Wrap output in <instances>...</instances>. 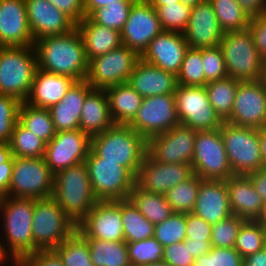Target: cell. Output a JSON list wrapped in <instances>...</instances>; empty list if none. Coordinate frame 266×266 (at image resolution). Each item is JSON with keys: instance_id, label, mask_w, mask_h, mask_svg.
Masks as SVG:
<instances>
[{"instance_id": "11", "label": "cell", "mask_w": 266, "mask_h": 266, "mask_svg": "<svg viewBox=\"0 0 266 266\" xmlns=\"http://www.w3.org/2000/svg\"><path fill=\"white\" fill-rule=\"evenodd\" d=\"M191 166L205 180L226 181L234 175L220 129L197 131Z\"/></svg>"}, {"instance_id": "26", "label": "cell", "mask_w": 266, "mask_h": 266, "mask_svg": "<svg viewBox=\"0 0 266 266\" xmlns=\"http://www.w3.org/2000/svg\"><path fill=\"white\" fill-rule=\"evenodd\" d=\"M143 98L174 94L178 82L173 73L140 59L127 82Z\"/></svg>"}, {"instance_id": "30", "label": "cell", "mask_w": 266, "mask_h": 266, "mask_svg": "<svg viewBox=\"0 0 266 266\" xmlns=\"http://www.w3.org/2000/svg\"><path fill=\"white\" fill-rule=\"evenodd\" d=\"M114 124L105 89H92L83 103L79 129L93 137L105 132Z\"/></svg>"}, {"instance_id": "28", "label": "cell", "mask_w": 266, "mask_h": 266, "mask_svg": "<svg viewBox=\"0 0 266 266\" xmlns=\"http://www.w3.org/2000/svg\"><path fill=\"white\" fill-rule=\"evenodd\" d=\"M225 183L233 215L245 221H256L264 201L250 178L247 175H233Z\"/></svg>"}, {"instance_id": "32", "label": "cell", "mask_w": 266, "mask_h": 266, "mask_svg": "<svg viewBox=\"0 0 266 266\" xmlns=\"http://www.w3.org/2000/svg\"><path fill=\"white\" fill-rule=\"evenodd\" d=\"M105 91L108 95L113 122L129 125L136 117L143 97L127 82L108 87Z\"/></svg>"}, {"instance_id": "29", "label": "cell", "mask_w": 266, "mask_h": 266, "mask_svg": "<svg viewBox=\"0 0 266 266\" xmlns=\"http://www.w3.org/2000/svg\"><path fill=\"white\" fill-rule=\"evenodd\" d=\"M76 81L68 76L36 70L32 88L25 101L37 108L49 109L59 103Z\"/></svg>"}, {"instance_id": "43", "label": "cell", "mask_w": 266, "mask_h": 266, "mask_svg": "<svg viewBox=\"0 0 266 266\" xmlns=\"http://www.w3.org/2000/svg\"><path fill=\"white\" fill-rule=\"evenodd\" d=\"M266 246V229L256 221H245L240 227L235 249L246 258Z\"/></svg>"}, {"instance_id": "39", "label": "cell", "mask_w": 266, "mask_h": 266, "mask_svg": "<svg viewBox=\"0 0 266 266\" xmlns=\"http://www.w3.org/2000/svg\"><path fill=\"white\" fill-rule=\"evenodd\" d=\"M201 181L199 176L193 174L167 191L166 201L175 213L188 214L193 211Z\"/></svg>"}, {"instance_id": "9", "label": "cell", "mask_w": 266, "mask_h": 266, "mask_svg": "<svg viewBox=\"0 0 266 266\" xmlns=\"http://www.w3.org/2000/svg\"><path fill=\"white\" fill-rule=\"evenodd\" d=\"M220 131L234 175H247L263 169L258 129L224 121Z\"/></svg>"}, {"instance_id": "18", "label": "cell", "mask_w": 266, "mask_h": 266, "mask_svg": "<svg viewBox=\"0 0 266 266\" xmlns=\"http://www.w3.org/2000/svg\"><path fill=\"white\" fill-rule=\"evenodd\" d=\"M162 31L156 9L145 0H137L121 31L122 44L141 56L149 43Z\"/></svg>"}, {"instance_id": "42", "label": "cell", "mask_w": 266, "mask_h": 266, "mask_svg": "<svg viewBox=\"0 0 266 266\" xmlns=\"http://www.w3.org/2000/svg\"><path fill=\"white\" fill-rule=\"evenodd\" d=\"M137 0H118L105 7L94 10L88 17L96 24L122 31L132 5Z\"/></svg>"}, {"instance_id": "52", "label": "cell", "mask_w": 266, "mask_h": 266, "mask_svg": "<svg viewBox=\"0 0 266 266\" xmlns=\"http://www.w3.org/2000/svg\"><path fill=\"white\" fill-rule=\"evenodd\" d=\"M212 224L194 213L186 214V239L193 242H211Z\"/></svg>"}, {"instance_id": "46", "label": "cell", "mask_w": 266, "mask_h": 266, "mask_svg": "<svg viewBox=\"0 0 266 266\" xmlns=\"http://www.w3.org/2000/svg\"><path fill=\"white\" fill-rule=\"evenodd\" d=\"M192 8L182 2L162 5L156 8V12L164 31L183 33L188 25Z\"/></svg>"}, {"instance_id": "2", "label": "cell", "mask_w": 266, "mask_h": 266, "mask_svg": "<svg viewBox=\"0 0 266 266\" xmlns=\"http://www.w3.org/2000/svg\"><path fill=\"white\" fill-rule=\"evenodd\" d=\"M91 149L103 161L118 162L137 177L148 151V140L129 125L114 124L91 137Z\"/></svg>"}, {"instance_id": "68", "label": "cell", "mask_w": 266, "mask_h": 266, "mask_svg": "<svg viewBox=\"0 0 266 266\" xmlns=\"http://www.w3.org/2000/svg\"><path fill=\"white\" fill-rule=\"evenodd\" d=\"M205 0H181V2L184 4V5H187L189 7H195L197 4H199L200 2H203Z\"/></svg>"}, {"instance_id": "8", "label": "cell", "mask_w": 266, "mask_h": 266, "mask_svg": "<svg viewBox=\"0 0 266 266\" xmlns=\"http://www.w3.org/2000/svg\"><path fill=\"white\" fill-rule=\"evenodd\" d=\"M91 186L99 201L128 199L136 177L118 162L103 161L92 149L85 160Z\"/></svg>"}, {"instance_id": "15", "label": "cell", "mask_w": 266, "mask_h": 266, "mask_svg": "<svg viewBox=\"0 0 266 266\" xmlns=\"http://www.w3.org/2000/svg\"><path fill=\"white\" fill-rule=\"evenodd\" d=\"M91 150V137L82 130L57 132L46 144L45 161L51 172L84 163Z\"/></svg>"}, {"instance_id": "48", "label": "cell", "mask_w": 266, "mask_h": 266, "mask_svg": "<svg viewBox=\"0 0 266 266\" xmlns=\"http://www.w3.org/2000/svg\"><path fill=\"white\" fill-rule=\"evenodd\" d=\"M245 222L237 215L212 224L211 245L217 248H234L240 227Z\"/></svg>"}, {"instance_id": "19", "label": "cell", "mask_w": 266, "mask_h": 266, "mask_svg": "<svg viewBox=\"0 0 266 266\" xmlns=\"http://www.w3.org/2000/svg\"><path fill=\"white\" fill-rule=\"evenodd\" d=\"M84 238L124 241L121 200L98 201L77 225Z\"/></svg>"}, {"instance_id": "56", "label": "cell", "mask_w": 266, "mask_h": 266, "mask_svg": "<svg viewBox=\"0 0 266 266\" xmlns=\"http://www.w3.org/2000/svg\"><path fill=\"white\" fill-rule=\"evenodd\" d=\"M54 7L64 12L76 24L84 17L83 0H48Z\"/></svg>"}, {"instance_id": "51", "label": "cell", "mask_w": 266, "mask_h": 266, "mask_svg": "<svg viewBox=\"0 0 266 266\" xmlns=\"http://www.w3.org/2000/svg\"><path fill=\"white\" fill-rule=\"evenodd\" d=\"M205 85L208 82L226 78L228 76L222 50L219 46L202 48Z\"/></svg>"}, {"instance_id": "13", "label": "cell", "mask_w": 266, "mask_h": 266, "mask_svg": "<svg viewBox=\"0 0 266 266\" xmlns=\"http://www.w3.org/2000/svg\"><path fill=\"white\" fill-rule=\"evenodd\" d=\"M174 95L181 125L196 131L221 128L224 121L211 106L205 86L178 85Z\"/></svg>"}, {"instance_id": "31", "label": "cell", "mask_w": 266, "mask_h": 266, "mask_svg": "<svg viewBox=\"0 0 266 266\" xmlns=\"http://www.w3.org/2000/svg\"><path fill=\"white\" fill-rule=\"evenodd\" d=\"M76 27L82 36L88 61L122 45L120 31L98 25L89 17H84Z\"/></svg>"}, {"instance_id": "67", "label": "cell", "mask_w": 266, "mask_h": 266, "mask_svg": "<svg viewBox=\"0 0 266 266\" xmlns=\"http://www.w3.org/2000/svg\"><path fill=\"white\" fill-rule=\"evenodd\" d=\"M266 229V201H264L259 217L256 220Z\"/></svg>"}, {"instance_id": "22", "label": "cell", "mask_w": 266, "mask_h": 266, "mask_svg": "<svg viewBox=\"0 0 266 266\" xmlns=\"http://www.w3.org/2000/svg\"><path fill=\"white\" fill-rule=\"evenodd\" d=\"M25 0H0V47L34 45Z\"/></svg>"}, {"instance_id": "44", "label": "cell", "mask_w": 266, "mask_h": 266, "mask_svg": "<svg viewBox=\"0 0 266 266\" xmlns=\"http://www.w3.org/2000/svg\"><path fill=\"white\" fill-rule=\"evenodd\" d=\"M177 82L182 86H205L202 48H189L186 51L177 75Z\"/></svg>"}, {"instance_id": "38", "label": "cell", "mask_w": 266, "mask_h": 266, "mask_svg": "<svg viewBox=\"0 0 266 266\" xmlns=\"http://www.w3.org/2000/svg\"><path fill=\"white\" fill-rule=\"evenodd\" d=\"M224 33L248 29L250 18L237 0H209Z\"/></svg>"}, {"instance_id": "4", "label": "cell", "mask_w": 266, "mask_h": 266, "mask_svg": "<svg viewBox=\"0 0 266 266\" xmlns=\"http://www.w3.org/2000/svg\"><path fill=\"white\" fill-rule=\"evenodd\" d=\"M35 199L6 196L0 199V217L3 222L1 239L14 259H24L34 253L32 218ZM4 219V220H3ZM5 235V237H4Z\"/></svg>"}, {"instance_id": "69", "label": "cell", "mask_w": 266, "mask_h": 266, "mask_svg": "<svg viewBox=\"0 0 266 266\" xmlns=\"http://www.w3.org/2000/svg\"><path fill=\"white\" fill-rule=\"evenodd\" d=\"M261 81L266 86V56L263 57V65H262V77Z\"/></svg>"}, {"instance_id": "36", "label": "cell", "mask_w": 266, "mask_h": 266, "mask_svg": "<svg viewBox=\"0 0 266 266\" xmlns=\"http://www.w3.org/2000/svg\"><path fill=\"white\" fill-rule=\"evenodd\" d=\"M121 218L126 243L153 237L155 225L129 199L121 200Z\"/></svg>"}, {"instance_id": "37", "label": "cell", "mask_w": 266, "mask_h": 266, "mask_svg": "<svg viewBox=\"0 0 266 266\" xmlns=\"http://www.w3.org/2000/svg\"><path fill=\"white\" fill-rule=\"evenodd\" d=\"M239 82L227 76L205 85L210 104L223 121L230 117Z\"/></svg>"}, {"instance_id": "3", "label": "cell", "mask_w": 266, "mask_h": 266, "mask_svg": "<svg viewBox=\"0 0 266 266\" xmlns=\"http://www.w3.org/2000/svg\"><path fill=\"white\" fill-rule=\"evenodd\" d=\"M52 197L75 225L86 217L99 200L93 193L85 163L68 167L54 175Z\"/></svg>"}, {"instance_id": "14", "label": "cell", "mask_w": 266, "mask_h": 266, "mask_svg": "<svg viewBox=\"0 0 266 266\" xmlns=\"http://www.w3.org/2000/svg\"><path fill=\"white\" fill-rule=\"evenodd\" d=\"M179 124L175 95L163 94L143 98L141 107L129 126L148 140Z\"/></svg>"}, {"instance_id": "60", "label": "cell", "mask_w": 266, "mask_h": 266, "mask_svg": "<svg viewBox=\"0 0 266 266\" xmlns=\"http://www.w3.org/2000/svg\"><path fill=\"white\" fill-rule=\"evenodd\" d=\"M13 167H0V199L7 196Z\"/></svg>"}, {"instance_id": "12", "label": "cell", "mask_w": 266, "mask_h": 266, "mask_svg": "<svg viewBox=\"0 0 266 266\" xmlns=\"http://www.w3.org/2000/svg\"><path fill=\"white\" fill-rule=\"evenodd\" d=\"M141 56L125 45L88 61V72L85 80L93 89L126 83L135 69Z\"/></svg>"}, {"instance_id": "64", "label": "cell", "mask_w": 266, "mask_h": 266, "mask_svg": "<svg viewBox=\"0 0 266 266\" xmlns=\"http://www.w3.org/2000/svg\"><path fill=\"white\" fill-rule=\"evenodd\" d=\"M260 154L263 169H266V127L258 129Z\"/></svg>"}, {"instance_id": "34", "label": "cell", "mask_w": 266, "mask_h": 266, "mask_svg": "<svg viewBox=\"0 0 266 266\" xmlns=\"http://www.w3.org/2000/svg\"><path fill=\"white\" fill-rule=\"evenodd\" d=\"M89 243L94 266H131L125 241H105L85 238Z\"/></svg>"}, {"instance_id": "57", "label": "cell", "mask_w": 266, "mask_h": 266, "mask_svg": "<svg viewBox=\"0 0 266 266\" xmlns=\"http://www.w3.org/2000/svg\"><path fill=\"white\" fill-rule=\"evenodd\" d=\"M249 17H256L266 12V0H237Z\"/></svg>"}, {"instance_id": "55", "label": "cell", "mask_w": 266, "mask_h": 266, "mask_svg": "<svg viewBox=\"0 0 266 266\" xmlns=\"http://www.w3.org/2000/svg\"><path fill=\"white\" fill-rule=\"evenodd\" d=\"M24 266H64L54 250H39L22 259Z\"/></svg>"}, {"instance_id": "33", "label": "cell", "mask_w": 266, "mask_h": 266, "mask_svg": "<svg viewBox=\"0 0 266 266\" xmlns=\"http://www.w3.org/2000/svg\"><path fill=\"white\" fill-rule=\"evenodd\" d=\"M128 199L154 225L168 219L174 212L164 194L145 192L136 184L133 186Z\"/></svg>"}, {"instance_id": "27", "label": "cell", "mask_w": 266, "mask_h": 266, "mask_svg": "<svg viewBox=\"0 0 266 266\" xmlns=\"http://www.w3.org/2000/svg\"><path fill=\"white\" fill-rule=\"evenodd\" d=\"M92 89L86 80L75 82L62 100L49 108L57 132L79 129L83 103Z\"/></svg>"}, {"instance_id": "50", "label": "cell", "mask_w": 266, "mask_h": 266, "mask_svg": "<svg viewBox=\"0 0 266 266\" xmlns=\"http://www.w3.org/2000/svg\"><path fill=\"white\" fill-rule=\"evenodd\" d=\"M244 258L235 248L212 247L205 255L194 259L192 266H243Z\"/></svg>"}, {"instance_id": "70", "label": "cell", "mask_w": 266, "mask_h": 266, "mask_svg": "<svg viewBox=\"0 0 266 266\" xmlns=\"http://www.w3.org/2000/svg\"><path fill=\"white\" fill-rule=\"evenodd\" d=\"M138 266H171L170 264H167L164 261L157 262V263H148V264H143V265H138Z\"/></svg>"}, {"instance_id": "41", "label": "cell", "mask_w": 266, "mask_h": 266, "mask_svg": "<svg viewBox=\"0 0 266 266\" xmlns=\"http://www.w3.org/2000/svg\"><path fill=\"white\" fill-rule=\"evenodd\" d=\"M53 250L59 255L64 266H94L91 262L89 243L77 230Z\"/></svg>"}, {"instance_id": "59", "label": "cell", "mask_w": 266, "mask_h": 266, "mask_svg": "<svg viewBox=\"0 0 266 266\" xmlns=\"http://www.w3.org/2000/svg\"><path fill=\"white\" fill-rule=\"evenodd\" d=\"M184 242L189 245L190 253L194 258L205 255L212 248L211 242H193L191 239H185Z\"/></svg>"}, {"instance_id": "1", "label": "cell", "mask_w": 266, "mask_h": 266, "mask_svg": "<svg viewBox=\"0 0 266 266\" xmlns=\"http://www.w3.org/2000/svg\"><path fill=\"white\" fill-rule=\"evenodd\" d=\"M38 69L76 82L83 81L88 72V59L82 36L75 27L68 33L45 36L34 43Z\"/></svg>"}, {"instance_id": "45", "label": "cell", "mask_w": 266, "mask_h": 266, "mask_svg": "<svg viewBox=\"0 0 266 266\" xmlns=\"http://www.w3.org/2000/svg\"><path fill=\"white\" fill-rule=\"evenodd\" d=\"M153 237L165 247L186 239V214L173 212L161 223L155 224Z\"/></svg>"}, {"instance_id": "25", "label": "cell", "mask_w": 266, "mask_h": 266, "mask_svg": "<svg viewBox=\"0 0 266 266\" xmlns=\"http://www.w3.org/2000/svg\"><path fill=\"white\" fill-rule=\"evenodd\" d=\"M192 213L210 224L233 215L225 181L202 179Z\"/></svg>"}, {"instance_id": "6", "label": "cell", "mask_w": 266, "mask_h": 266, "mask_svg": "<svg viewBox=\"0 0 266 266\" xmlns=\"http://www.w3.org/2000/svg\"><path fill=\"white\" fill-rule=\"evenodd\" d=\"M219 47L228 77L240 82L261 80L263 57L258 53L249 29L224 33Z\"/></svg>"}, {"instance_id": "24", "label": "cell", "mask_w": 266, "mask_h": 266, "mask_svg": "<svg viewBox=\"0 0 266 266\" xmlns=\"http://www.w3.org/2000/svg\"><path fill=\"white\" fill-rule=\"evenodd\" d=\"M28 23L34 42L51 35L68 33L76 23L48 0H25Z\"/></svg>"}, {"instance_id": "23", "label": "cell", "mask_w": 266, "mask_h": 266, "mask_svg": "<svg viewBox=\"0 0 266 266\" xmlns=\"http://www.w3.org/2000/svg\"><path fill=\"white\" fill-rule=\"evenodd\" d=\"M224 32L221 30L209 0L192 7L188 25L183 32L189 48H214L219 46Z\"/></svg>"}, {"instance_id": "40", "label": "cell", "mask_w": 266, "mask_h": 266, "mask_svg": "<svg viewBox=\"0 0 266 266\" xmlns=\"http://www.w3.org/2000/svg\"><path fill=\"white\" fill-rule=\"evenodd\" d=\"M9 144L13 157L40 158L45 156L46 143L19 122L14 126Z\"/></svg>"}, {"instance_id": "66", "label": "cell", "mask_w": 266, "mask_h": 266, "mask_svg": "<svg viewBox=\"0 0 266 266\" xmlns=\"http://www.w3.org/2000/svg\"><path fill=\"white\" fill-rule=\"evenodd\" d=\"M149 5H152L155 9L162 5L175 4L181 2V0H145Z\"/></svg>"}, {"instance_id": "63", "label": "cell", "mask_w": 266, "mask_h": 266, "mask_svg": "<svg viewBox=\"0 0 266 266\" xmlns=\"http://www.w3.org/2000/svg\"><path fill=\"white\" fill-rule=\"evenodd\" d=\"M14 157L9 143H0V167H13Z\"/></svg>"}, {"instance_id": "10", "label": "cell", "mask_w": 266, "mask_h": 266, "mask_svg": "<svg viewBox=\"0 0 266 266\" xmlns=\"http://www.w3.org/2000/svg\"><path fill=\"white\" fill-rule=\"evenodd\" d=\"M54 174L45 158L14 157L11 182L7 196L43 199L53 196Z\"/></svg>"}, {"instance_id": "16", "label": "cell", "mask_w": 266, "mask_h": 266, "mask_svg": "<svg viewBox=\"0 0 266 266\" xmlns=\"http://www.w3.org/2000/svg\"><path fill=\"white\" fill-rule=\"evenodd\" d=\"M226 122L256 129L266 127V86L261 80L239 82Z\"/></svg>"}, {"instance_id": "20", "label": "cell", "mask_w": 266, "mask_h": 266, "mask_svg": "<svg viewBox=\"0 0 266 266\" xmlns=\"http://www.w3.org/2000/svg\"><path fill=\"white\" fill-rule=\"evenodd\" d=\"M192 175L191 164L158 162L147 153L136 177V185L145 192L165 195L170 188Z\"/></svg>"}, {"instance_id": "54", "label": "cell", "mask_w": 266, "mask_h": 266, "mask_svg": "<svg viewBox=\"0 0 266 266\" xmlns=\"http://www.w3.org/2000/svg\"><path fill=\"white\" fill-rule=\"evenodd\" d=\"M249 31L252 33L254 45L257 48L258 53L262 56H266V12L250 18Z\"/></svg>"}, {"instance_id": "7", "label": "cell", "mask_w": 266, "mask_h": 266, "mask_svg": "<svg viewBox=\"0 0 266 266\" xmlns=\"http://www.w3.org/2000/svg\"><path fill=\"white\" fill-rule=\"evenodd\" d=\"M32 219L34 253L53 250L77 230L53 197L35 199Z\"/></svg>"}, {"instance_id": "53", "label": "cell", "mask_w": 266, "mask_h": 266, "mask_svg": "<svg viewBox=\"0 0 266 266\" xmlns=\"http://www.w3.org/2000/svg\"><path fill=\"white\" fill-rule=\"evenodd\" d=\"M190 252L185 242L174 243L164 247L162 261L171 266H192L195 258Z\"/></svg>"}, {"instance_id": "62", "label": "cell", "mask_w": 266, "mask_h": 266, "mask_svg": "<svg viewBox=\"0 0 266 266\" xmlns=\"http://www.w3.org/2000/svg\"><path fill=\"white\" fill-rule=\"evenodd\" d=\"M112 3H118V0H83L85 17H88L94 10Z\"/></svg>"}, {"instance_id": "5", "label": "cell", "mask_w": 266, "mask_h": 266, "mask_svg": "<svg viewBox=\"0 0 266 266\" xmlns=\"http://www.w3.org/2000/svg\"><path fill=\"white\" fill-rule=\"evenodd\" d=\"M38 68L35 46L0 47V94L25 102Z\"/></svg>"}, {"instance_id": "58", "label": "cell", "mask_w": 266, "mask_h": 266, "mask_svg": "<svg viewBox=\"0 0 266 266\" xmlns=\"http://www.w3.org/2000/svg\"><path fill=\"white\" fill-rule=\"evenodd\" d=\"M247 176L250 178L255 190L263 201H266V169L253 171L248 173Z\"/></svg>"}, {"instance_id": "35", "label": "cell", "mask_w": 266, "mask_h": 266, "mask_svg": "<svg viewBox=\"0 0 266 266\" xmlns=\"http://www.w3.org/2000/svg\"><path fill=\"white\" fill-rule=\"evenodd\" d=\"M18 122L34 133V135H37L46 144L49 143L57 133L50 110L37 108L26 102L20 104Z\"/></svg>"}, {"instance_id": "71", "label": "cell", "mask_w": 266, "mask_h": 266, "mask_svg": "<svg viewBox=\"0 0 266 266\" xmlns=\"http://www.w3.org/2000/svg\"><path fill=\"white\" fill-rule=\"evenodd\" d=\"M11 263L13 266H24L23 261L21 259H13Z\"/></svg>"}, {"instance_id": "21", "label": "cell", "mask_w": 266, "mask_h": 266, "mask_svg": "<svg viewBox=\"0 0 266 266\" xmlns=\"http://www.w3.org/2000/svg\"><path fill=\"white\" fill-rule=\"evenodd\" d=\"M188 49L183 33L163 30L149 43L141 59L177 76Z\"/></svg>"}, {"instance_id": "47", "label": "cell", "mask_w": 266, "mask_h": 266, "mask_svg": "<svg viewBox=\"0 0 266 266\" xmlns=\"http://www.w3.org/2000/svg\"><path fill=\"white\" fill-rule=\"evenodd\" d=\"M131 266L161 262L164 247L154 237L127 243Z\"/></svg>"}, {"instance_id": "17", "label": "cell", "mask_w": 266, "mask_h": 266, "mask_svg": "<svg viewBox=\"0 0 266 266\" xmlns=\"http://www.w3.org/2000/svg\"><path fill=\"white\" fill-rule=\"evenodd\" d=\"M196 133V130L179 124L149 138L147 153L158 162L191 164Z\"/></svg>"}, {"instance_id": "65", "label": "cell", "mask_w": 266, "mask_h": 266, "mask_svg": "<svg viewBox=\"0 0 266 266\" xmlns=\"http://www.w3.org/2000/svg\"><path fill=\"white\" fill-rule=\"evenodd\" d=\"M0 240H1V236H0ZM10 258V262L14 259V257L6 250L4 242L0 241V264H4L6 261V259ZM1 266V265H0Z\"/></svg>"}, {"instance_id": "61", "label": "cell", "mask_w": 266, "mask_h": 266, "mask_svg": "<svg viewBox=\"0 0 266 266\" xmlns=\"http://www.w3.org/2000/svg\"><path fill=\"white\" fill-rule=\"evenodd\" d=\"M243 266H266V246L244 258Z\"/></svg>"}, {"instance_id": "49", "label": "cell", "mask_w": 266, "mask_h": 266, "mask_svg": "<svg viewBox=\"0 0 266 266\" xmlns=\"http://www.w3.org/2000/svg\"><path fill=\"white\" fill-rule=\"evenodd\" d=\"M21 103L14 97L0 94V143L10 142Z\"/></svg>"}]
</instances>
